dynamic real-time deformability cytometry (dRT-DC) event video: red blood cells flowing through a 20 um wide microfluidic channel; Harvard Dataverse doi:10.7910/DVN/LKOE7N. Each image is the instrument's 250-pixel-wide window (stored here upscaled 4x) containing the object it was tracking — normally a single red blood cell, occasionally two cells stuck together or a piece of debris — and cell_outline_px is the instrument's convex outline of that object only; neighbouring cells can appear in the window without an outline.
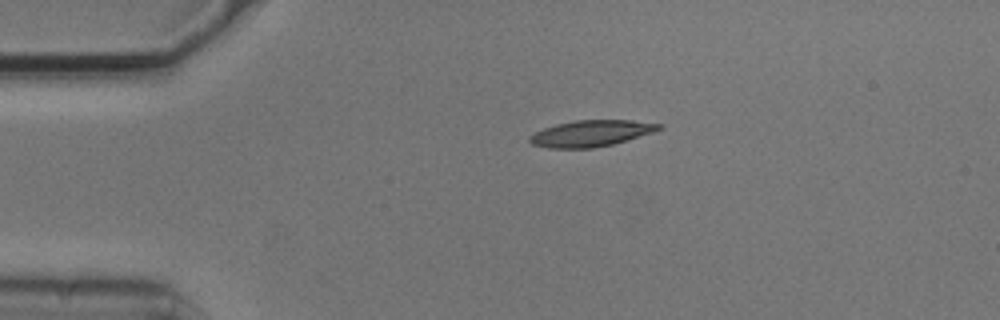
{"species": "common noctule bat (a hibernating species)", "species_latin": "Nyctalus noctula", "temperature_condition": "cold", "stored_images_in_passage": 4, "camera_frame_rate_fps": 3000, "um_per_image_px": 0.085, "animal": {"sex": "male", "body_mass_g": 20.5, "forearm_length_mm": 52.5}, "frame": {"image": 1, "passage_image": 4, "time_ms": 1.0, "image_size_px": [1000, 320], "cell_outline_px": [[664, 128], [652, 132], [612, 144], [592, 148], [548, 148], [532, 144], [528, 140], [528, 136], [544, 128], [556, 124], [576, 120], [632, 120], [664, 124]], "centroid_in_image_um": [50.24, 11.33], "position_along_channel_um": 34.8, "area_um2": 19.71}}